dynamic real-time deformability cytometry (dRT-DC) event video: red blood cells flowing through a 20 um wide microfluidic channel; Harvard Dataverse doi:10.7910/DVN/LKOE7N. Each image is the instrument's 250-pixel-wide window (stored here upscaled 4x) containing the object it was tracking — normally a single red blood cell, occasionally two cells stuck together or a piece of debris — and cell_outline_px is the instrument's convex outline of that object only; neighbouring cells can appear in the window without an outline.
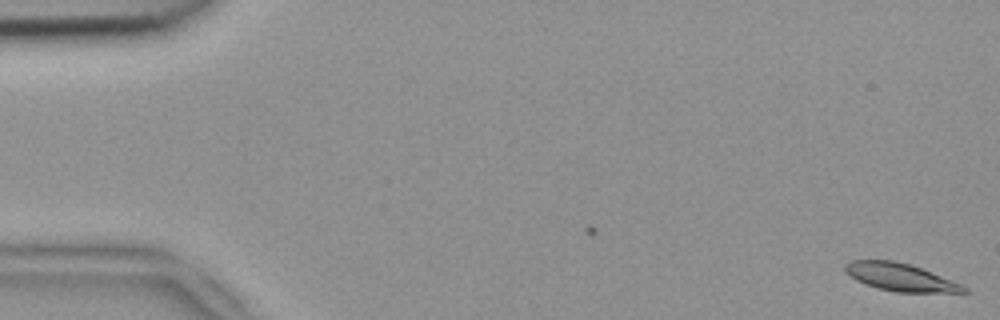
{"species": "common noctule bat (a hibernating species)", "species_latin": "Nyctalus noctula", "temperature_condition": "room temperature", "stored_images_in_passage": 5, "camera_frame_rate_fps": 3000, "um_per_image_px": 0.085, "animal": {"sex": "female", "body_mass_g": 18.4}, "frame": {"image": 1, "passage_image": 1, "time_ms": 0.0, "image_size_px": [1000, 320], "cell_outline_px": [[968, 292], [896, 292], [880, 288], [856, 280], [844, 272], [844, 264], [852, 260], [896, 260], [920, 268], [952, 280], [968, 288]], "centroid_in_image_um": [76.49, 23.55], "position_along_channel_um": 8.5, "area_um2": 18.84}}
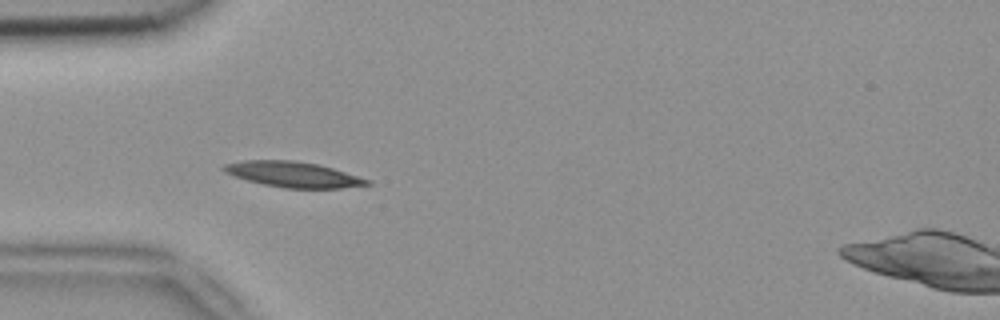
{"frame": {"image": 2, "passage_image": 5, "time_ms": 1.333, "image_size_px": [1000, 320], "cell_outline_px": [[372, 184], [340, 188], [284, 188], [264, 184], [248, 180], [224, 172], [220, 168], [224, 164], [244, 160], [292, 160], [320, 164], [372, 180]], "centroid_in_image_um": [24.94, 14.82], "position_along_channel_um": 60.1, "area_um2": 21.33}}